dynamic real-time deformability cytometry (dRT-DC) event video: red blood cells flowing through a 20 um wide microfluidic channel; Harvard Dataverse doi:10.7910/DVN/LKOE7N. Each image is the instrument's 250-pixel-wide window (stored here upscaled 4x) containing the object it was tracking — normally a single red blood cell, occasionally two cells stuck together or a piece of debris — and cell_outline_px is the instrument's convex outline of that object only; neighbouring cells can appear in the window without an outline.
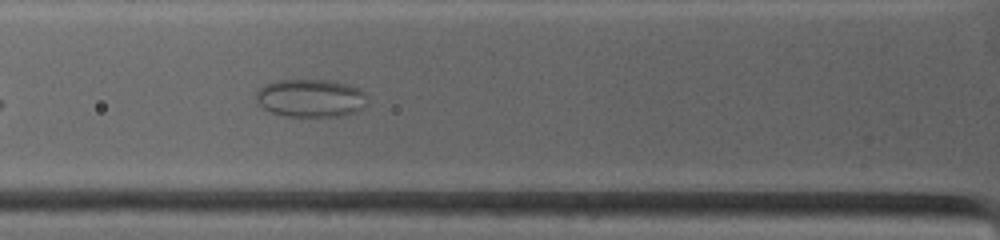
{"species": "common noctule bat (a hibernating species)", "species_latin": "Nyctalus noctula", "temperature_condition": "warm", "stored_images_in_passage": 25, "camera_frame_rate_fps": 4500, "um_per_image_px": 0.085, "animal": {"sex": "female", "body_mass_g": 19.0, "forearm_length_mm": 53.3}, "frame": {"image": 1, "passage_image": 8, "time_ms": 2.889, "image_size_px": [1000, 240], "cell_outline_px": [[364, 104], [356, 112], [344, 116], [288, 116], [272, 112], [264, 108], [256, 100], [256, 92], [264, 84], [280, 80], [332, 80], [348, 84], [360, 88], [364, 92]], "centroid_in_image_um": [26.4, 8.33], "position_along_channel_um": 99.4, "area_um2": 24.45}}